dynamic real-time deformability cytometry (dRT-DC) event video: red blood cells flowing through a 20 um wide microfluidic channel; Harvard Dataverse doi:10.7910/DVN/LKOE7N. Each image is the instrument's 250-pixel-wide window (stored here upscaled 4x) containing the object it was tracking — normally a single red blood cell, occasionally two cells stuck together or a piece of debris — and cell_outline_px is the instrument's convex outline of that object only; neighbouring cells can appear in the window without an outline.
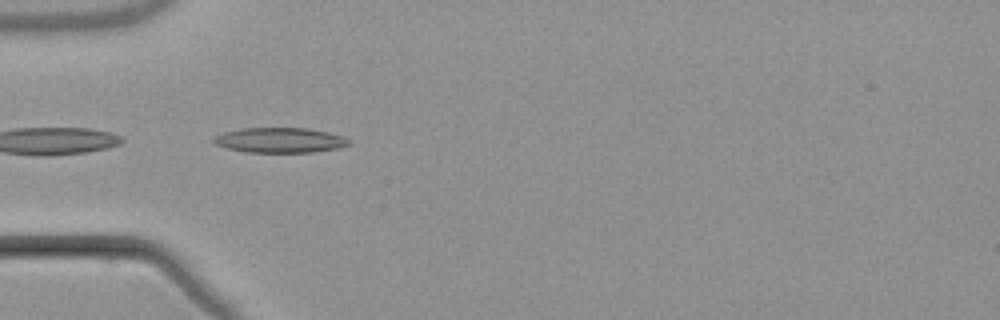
{"species": "common noctule bat (a hibernating species)", "species_latin": "Nyctalus noctula", "temperature_condition": "warm", "stored_images_in_passage": 4, "camera_frame_rate_fps": 3000, "um_per_image_px": 0.085, "animal": {"sex": "male", "body_mass_g": 21.5, "forearm_length_mm": 52.0}, "frame": {"image": 1, "passage_image": 3, "time_ms": 2.667, "image_size_px": [1000, 320], "cell_outline_px": [[352, 140], [348, 144], [336, 148], [312, 152], [248, 152], [228, 148], [216, 144], [212, 140], [212, 136], [224, 132], [244, 128], [308, 128], [328, 132], [344, 136]], "centroid_in_image_um": [23.79, 11.9], "position_along_channel_um": 61.2, "area_um2": 19.65}}